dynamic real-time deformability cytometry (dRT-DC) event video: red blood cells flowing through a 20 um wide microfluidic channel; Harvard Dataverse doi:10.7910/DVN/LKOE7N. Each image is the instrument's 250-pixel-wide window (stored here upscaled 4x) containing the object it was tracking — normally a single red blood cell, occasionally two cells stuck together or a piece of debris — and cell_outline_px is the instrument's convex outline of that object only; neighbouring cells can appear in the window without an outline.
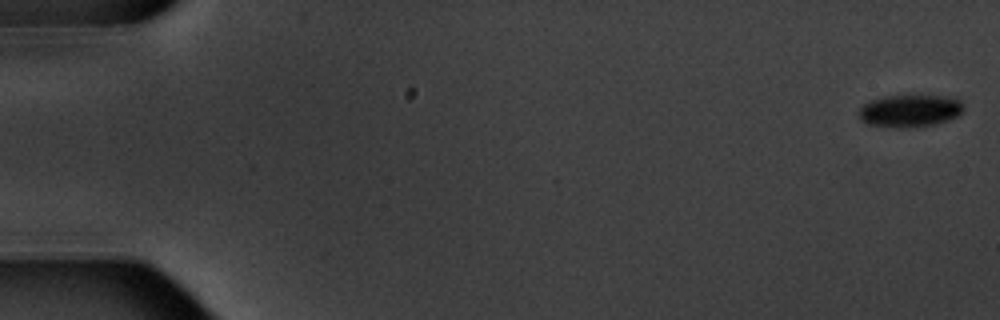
{"species": "common noctule bat (a hibernating species)", "species_latin": "Nyctalus noctula", "temperature_condition": "warm", "stored_images_in_passage": 5, "camera_frame_rate_fps": 3000, "um_per_image_px": 0.085, "animal": {"sex": "male", "body_mass_g": 20.1, "forearm_length_mm": 53.5}, "frame": {"image": 1, "passage_image": 1, "time_ms": 0.0, "image_size_px": [1000, 320], "cell_outline_px": [[964, 108], [960, 116], [936, 124], [912, 128], [892, 128], [868, 124], [860, 120], [860, 108], [868, 100], [884, 96], [940, 96], [960, 100], [964, 104]], "centroid_in_image_um": [77.34, 9.44], "position_along_channel_um": 7.7, "area_um2": 20.0}}
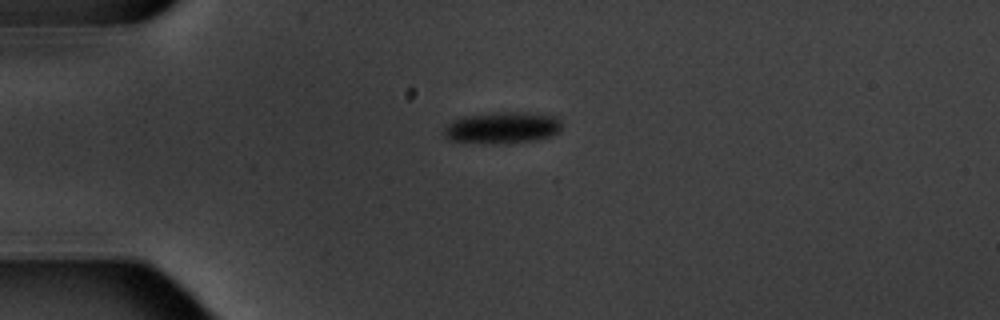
{"frame": {"image": 2, "passage_image": 5, "time_ms": 4.667, "image_size_px": [1000, 320], "cell_outline_px": [[560, 132], [536, 140], [516, 144], [484, 144], [448, 140], [444, 136], [444, 128], [452, 120], [464, 116], [492, 112], [528, 112], [560, 116]], "centroid_in_image_um": [42.7, 10.86], "position_along_channel_um": 42.3, "area_um2": 22.37}}